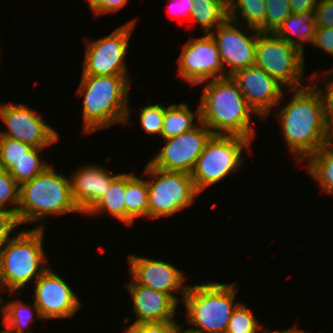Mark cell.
Instances as JSON below:
<instances>
[{"label": "cell", "mask_w": 333, "mask_h": 333, "mask_svg": "<svg viewBox=\"0 0 333 333\" xmlns=\"http://www.w3.org/2000/svg\"><path fill=\"white\" fill-rule=\"evenodd\" d=\"M286 90L292 92L293 97L280 110L276 107L275 115L291 156L301 162L333 139V133L325 123L321 95L311 82Z\"/></svg>", "instance_id": "1"}, {"label": "cell", "mask_w": 333, "mask_h": 333, "mask_svg": "<svg viewBox=\"0 0 333 333\" xmlns=\"http://www.w3.org/2000/svg\"><path fill=\"white\" fill-rule=\"evenodd\" d=\"M131 78V79H130ZM129 75H81L78 96H83V133L91 134L116 124H129Z\"/></svg>", "instance_id": "2"}, {"label": "cell", "mask_w": 333, "mask_h": 333, "mask_svg": "<svg viewBox=\"0 0 333 333\" xmlns=\"http://www.w3.org/2000/svg\"><path fill=\"white\" fill-rule=\"evenodd\" d=\"M199 105L200 120L213 135L254 140L255 128L251 125V117L258 115L248 105L231 76L205 81Z\"/></svg>", "instance_id": "3"}, {"label": "cell", "mask_w": 333, "mask_h": 333, "mask_svg": "<svg viewBox=\"0 0 333 333\" xmlns=\"http://www.w3.org/2000/svg\"><path fill=\"white\" fill-rule=\"evenodd\" d=\"M45 222L22 229L0 247V289L6 287L9 295L14 292L19 297L21 289L49 268L43 247Z\"/></svg>", "instance_id": "4"}, {"label": "cell", "mask_w": 333, "mask_h": 333, "mask_svg": "<svg viewBox=\"0 0 333 333\" xmlns=\"http://www.w3.org/2000/svg\"><path fill=\"white\" fill-rule=\"evenodd\" d=\"M52 165L20 185L17 209L20 225L44 221L51 215L81 213L73 200L69 177L55 171Z\"/></svg>", "instance_id": "5"}, {"label": "cell", "mask_w": 333, "mask_h": 333, "mask_svg": "<svg viewBox=\"0 0 333 333\" xmlns=\"http://www.w3.org/2000/svg\"><path fill=\"white\" fill-rule=\"evenodd\" d=\"M238 284L206 283L189 285L182 303L185 319L197 333H225L234 309ZM235 302V303H234Z\"/></svg>", "instance_id": "6"}, {"label": "cell", "mask_w": 333, "mask_h": 333, "mask_svg": "<svg viewBox=\"0 0 333 333\" xmlns=\"http://www.w3.org/2000/svg\"><path fill=\"white\" fill-rule=\"evenodd\" d=\"M252 141L240 136L213 135L198 157L191 173L194 187L201 194L207 187L239 171L244 163L243 150Z\"/></svg>", "instance_id": "7"}, {"label": "cell", "mask_w": 333, "mask_h": 333, "mask_svg": "<svg viewBox=\"0 0 333 333\" xmlns=\"http://www.w3.org/2000/svg\"><path fill=\"white\" fill-rule=\"evenodd\" d=\"M148 186V218L168 217L189 207L199 193L191 174L164 171L150 162L144 169Z\"/></svg>", "instance_id": "8"}, {"label": "cell", "mask_w": 333, "mask_h": 333, "mask_svg": "<svg viewBox=\"0 0 333 333\" xmlns=\"http://www.w3.org/2000/svg\"><path fill=\"white\" fill-rule=\"evenodd\" d=\"M255 65L261 67L287 89L300 88L304 77V53L275 33H259Z\"/></svg>", "instance_id": "9"}, {"label": "cell", "mask_w": 333, "mask_h": 333, "mask_svg": "<svg viewBox=\"0 0 333 333\" xmlns=\"http://www.w3.org/2000/svg\"><path fill=\"white\" fill-rule=\"evenodd\" d=\"M136 18L96 40L86 38L82 75H129L125 56Z\"/></svg>", "instance_id": "10"}, {"label": "cell", "mask_w": 333, "mask_h": 333, "mask_svg": "<svg viewBox=\"0 0 333 333\" xmlns=\"http://www.w3.org/2000/svg\"><path fill=\"white\" fill-rule=\"evenodd\" d=\"M176 62L178 76L192 86L227 77L218 46L210 33L184 43Z\"/></svg>", "instance_id": "11"}, {"label": "cell", "mask_w": 333, "mask_h": 333, "mask_svg": "<svg viewBox=\"0 0 333 333\" xmlns=\"http://www.w3.org/2000/svg\"><path fill=\"white\" fill-rule=\"evenodd\" d=\"M0 120L7 128L0 130L1 136L19 140L34 148H47L59 140V132L28 105L11 102L0 104Z\"/></svg>", "instance_id": "12"}, {"label": "cell", "mask_w": 333, "mask_h": 333, "mask_svg": "<svg viewBox=\"0 0 333 333\" xmlns=\"http://www.w3.org/2000/svg\"><path fill=\"white\" fill-rule=\"evenodd\" d=\"M245 28L241 23H236L228 18L215 29L216 32L214 30L210 33L218 46L227 76L255 65L256 44L260 32L251 27H247L248 32H246ZM250 31L251 33H249ZM247 33L249 34L247 35Z\"/></svg>", "instance_id": "13"}, {"label": "cell", "mask_w": 333, "mask_h": 333, "mask_svg": "<svg viewBox=\"0 0 333 333\" xmlns=\"http://www.w3.org/2000/svg\"><path fill=\"white\" fill-rule=\"evenodd\" d=\"M212 136V131L204 123L199 122L193 130L164 139V147L153 160H150V163L164 171L191 174L198 157Z\"/></svg>", "instance_id": "14"}, {"label": "cell", "mask_w": 333, "mask_h": 333, "mask_svg": "<svg viewBox=\"0 0 333 333\" xmlns=\"http://www.w3.org/2000/svg\"><path fill=\"white\" fill-rule=\"evenodd\" d=\"M33 283L32 298L43 320L72 318L80 309L78 294L50 267Z\"/></svg>", "instance_id": "15"}, {"label": "cell", "mask_w": 333, "mask_h": 333, "mask_svg": "<svg viewBox=\"0 0 333 333\" xmlns=\"http://www.w3.org/2000/svg\"><path fill=\"white\" fill-rule=\"evenodd\" d=\"M248 105L258 115L259 120H266L272 109L280 107L284 96V86L265 70L256 65L238 70L231 75ZM283 87V88H282Z\"/></svg>", "instance_id": "16"}, {"label": "cell", "mask_w": 333, "mask_h": 333, "mask_svg": "<svg viewBox=\"0 0 333 333\" xmlns=\"http://www.w3.org/2000/svg\"><path fill=\"white\" fill-rule=\"evenodd\" d=\"M128 264V271L137 284L164 292L178 304L180 298L176 295L182 292L181 301H183L189 285L184 284L186 282L184 272L174 264L131 253L128 256Z\"/></svg>", "instance_id": "17"}, {"label": "cell", "mask_w": 333, "mask_h": 333, "mask_svg": "<svg viewBox=\"0 0 333 333\" xmlns=\"http://www.w3.org/2000/svg\"><path fill=\"white\" fill-rule=\"evenodd\" d=\"M112 174L103 166L87 164L77 168L69 177L73 200L81 214H87L109 190Z\"/></svg>", "instance_id": "18"}, {"label": "cell", "mask_w": 333, "mask_h": 333, "mask_svg": "<svg viewBox=\"0 0 333 333\" xmlns=\"http://www.w3.org/2000/svg\"><path fill=\"white\" fill-rule=\"evenodd\" d=\"M137 319L133 323L175 320L178 303L168 294L139 285L133 279L125 284Z\"/></svg>", "instance_id": "19"}, {"label": "cell", "mask_w": 333, "mask_h": 333, "mask_svg": "<svg viewBox=\"0 0 333 333\" xmlns=\"http://www.w3.org/2000/svg\"><path fill=\"white\" fill-rule=\"evenodd\" d=\"M316 27L315 11L292 13L275 34L304 53L305 43L313 44Z\"/></svg>", "instance_id": "20"}, {"label": "cell", "mask_w": 333, "mask_h": 333, "mask_svg": "<svg viewBox=\"0 0 333 333\" xmlns=\"http://www.w3.org/2000/svg\"><path fill=\"white\" fill-rule=\"evenodd\" d=\"M4 302L2 298L1 316L4 329L0 330L1 333H33L26 328L33 322L34 316L43 320L34 301L29 306L18 297Z\"/></svg>", "instance_id": "21"}, {"label": "cell", "mask_w": 333, "mask_h": 333, "mask_svg": "<svg viewBox=\"0 0 333 333\" xmlns=\"http://www.w3.org/2000/svg\"><path fill=\"white\" fill-rule=\"evenodd\" d=\"M192 111L186 102L165 106L161 137L167 139L193 130L198 125L196 123L201 122L200 105L195 113ZM195 118H197L196 123H194Z\"/></svg>", "instance_id": "22"}, {"label": "cell", "mask_w": 333, "mask_h": 333, "mask_svg": "<svg viewBox=\"0 0 333 333\" xmlns=\"http://www.w3.org/2000/svg\"><path fill=\"white\" fill-rule=\"evenodd\" d=\"M126 206V226H130L138 217L148 218V186L146 179L134 173H126L124 195Z\"/></svg>", "instance_id": "23"}, {"label": "cell", "mask_w": 333, "mask_h": 333, "mask_svg": "<svg viewBox=\"0 0 333 333\" xmlns=\"http://www.w3.org/2000/svg\"><path fill=\"white\" fill-rule=\"evenodd\" d=\"M126 189V173H118L112 180L109 190L94 205L87 215L108 214L126 225V206L124 195Z\"/></svg>", "instance_id": "24"}, {"label": "cell", "mask_w": 333, "mask_h": 333, "mask_svg": "<svg viewBox=\"0 0 333 333\" xmlns=\"http://www.w3.org/2000/svg\"><path fill=\"white\" fill-rule=\"evenodd\" d=\"M308 174L325 194L333 195V139L316 151L306 164Z\"/></svg>", "instance_id": "25"}, {"label": "cell", "mask_w": 333, "mask_h": 333, "mask_svg": "<svg viewBox=\"0 0 333 333\" xmlns=\"http://www.w3.org/2000/svg\"><path fill=\"white\" fill-rule=\"evenodd\" d=\"M191 19L202 28L204 34L211 33L228 18L227 0H192Z\"/></svg>", "instance_id": "26"}, {"label": "cell", "mask_w": 333, "mask_h": 333, "mask_svg": "<svg viewBox=\"0 0 333 333\" xmlns=\"http://www.w3.org/2000/svg\"><path fill=\"white\" fill-rule=\"evenodd\" d=\"M265 2L266 0H227L229 19L239 24L245 21L247 27L258 29L264 23ZM237 13L241 16V21Z\"/></svg>", "instance_id": "27"}, {"label": "cell", "mask_w": 333, "mask_h": 333, "mask_svg": "<svg viewBox=\"0 0 333 333\" xmlns=\"http://www.w3.org/2000/svg\"><path fill=\"white\" fill-rule=\"evenodd\" d=\"M43 149L45 148H33L26 157L16 162V164L8 170L19 185L32 180L51 165V163L48 164L47 161L45 162L41 158L39 153L43 151Z\"/></svg>", "instance_id": "28"}, {"label": "cell", "mask_w": 333, "mask_h": 333, "mask_svg": "<svg viewBox=\"0 0 333 333\" xmlns=\"http://www.w3.org/2000/svg\"><path fill=\"white\" fill-rule=\"evenodd\" d=\"M264 23L257 29L261 33H275L292 14L289 0H266Z\"/></svg>", "instance_id": "29"}, {"label": "cell", "mask_w": 333, "mask_h": 333, "mask_svg": "<svg viewBox=\"0 0 333 333\" xmlns=\"http://www.w3.org/2000/svg\"><path fill=\"white\" fill-rule=\"evenodd\" d=\"M254 312L240 303L233 311L225 333H262L264 331Z\"/></svg>", "instance_id": "30"}, {"label": "cell", "mask_w": 333, "mask_h": 333, "mask_svg": "<svg viewBox=\"0 0 333 333\" xmlns=\"http://www.w3.org/2000/svg\"><path fill=\"white\" fill-rule=\"evenodd\" d=\"M29 144L0 135V160L3 169L8 171L33 149Z\"/></svg>", "instance_id": "31"}, {"label": "cell", "mask_w": 333, "mask_h": 333, "mask_svg": "<svg viewBox=\"0 0 333 333\" xmlns=\"http://www.w3.org/2000/svg\"><path fill=\"white\" fill-rule=\"evenodd\" d=\"M165 102L161 104H148L139 111V120L141 128L148 135L157 134L161 136L163 119L165 115Z\"/></svg>", "instance_id": "32"}, {"label": "cell", "mask_w": 333, "mask_h": 333, "mask_svg": "<svg viewBox=\"0 0 333 333\" xmlns=\"http://www.w3.org/2000/svg\"><path fill=\"white\" fill-rule=\"evenodd\" d=\"M20 200V185L4 170L0 173V208L7 209L17 215ZM9 208H6V207ZM11 206H13L11 208Z\"/></svg>", "instance_id": "33"}, {"label": "cell", "mask_w": 333, "mask_h": 333, "mask_svg": "<svg viewBox=\"0 0 333 333\" xmlns=\"http://www.w3.org/2000/svg\"><path fill=\"white\" fill-rule=\"evenodd\" d=\"M317 73H313L310 74L308 80L317 88L319 94L321 95L322 98V102H323V108H324V118H325V123L327 125V127L331 130V132L333 133V68H330V70L328 69L327 71H325L323 74H325V76L327 74H329L328 76L325 77L326 81H324L323 84L324 87L322 89H320V87L318 86V82H312L314 81V79L317 78L316 76Z\"/></svg>", "instance_id": "34"}, {"label": "cell", "mask_w": 333, "mask_h": 333, "mask_svg": "<svg viewBox=\"0 0 333 333\" xmlns=\"http://www.w3.org/2000/svg\"><path fill=\"white\" fill-rule=\"evenodd\" d=\"M180 325L176 320L167 322L132 323L122 333H176Z\"/></svg>", "instance_id": "35"}, {"label": "cell", "mask_w": 333, "mask_h": 333, "mask_svg": "<svg viewBox=\"0 0 333 333\" xmlns=\"http://www.w3.org/2000/svg\"><path fill=\"white\" fill-rule=\"evenodd\" d=\"M20 226L17 215L7 209L0 208V247L12 238V232Z\"/></svg>", "instance_id": "36"}, {"label": "cell", "mask_w": 333, "mask_h": 333, "mask_svg": "<svg viewBox=\"0 0 333 333\" xmlns=\"http://www.w3.org/2000/svg\"><path fill=\"white\" fill-rule=\"evenodd\" d=\"M130 0H87L89 9L95 16L117 12L122 9Z\"/></svg>", "instance_id": "37"}, {"label": "cell", "mask_w": 333, "mask_h": 333, "mask_svg": "<svg viewBox=\"0 0 333 333\" xmlns=\"http://www.w3.org/2000/svg\"><path fill=\"white\" fill-rule=\"evenodd\" d=\"M317 27L333 28V0H319L315 8Z\"/></svg>", "instance_id": "38"}, {"label": "cell", "mask_w": 333, "mask_h": 333, "mask_svg": "<svg viewBox=\"0 0 333 333\" xmlns=\"http://www.w3.org/2000/svg\"><path fill=\"white\" fill-rule=\"evenodd\" d=\"M312 45L333 56V28L316 27Z\"/></svg>", "instance_id": "39"}, {"label": "cell", "mask_w": 333, "mask_h": 333, "mask_svg": "<svg viewBox=\"0 0 333 333\" xmlns=\"http://www.w3.org/2000/svg\"><path fill=\"white\" fill-rule=\"evenodd\" d=\"M169 7L171 15L178 17L179 19H190L193 2L192 0H169ZM173 10V11H172Z\"/></svg>", "instance_id": "40"}, {"label": "cell", "mask_w": 333, "mask_h": 333, "mask_svg": "<svg viewBox=\"0 0 333 333\" xmlns=\"http://www.w3.org/2000/svg\"><path fill=\"white\" fill-rule=\"evenodd\" d=\"M319 0H289L292 13L315 11Z\"/></svg>", "instance_id": "41"}, {"label": "cell", "mask_w": 333, "mask_h": 333, "mask_svg": "<svg viewBox=\"0 0 333 333\" xmlns=\"http://www.w3.org/2000/svg\"><path fill=\"white\" fill-rule=\"evenodd\" d=\"M309 330H301L297 327V325L292 326L291 328L284 329V330H274L270 331V333H308Z\"/></svg>", "instance_id": "42"}, {"label": "cell", "mask_w": 333, "mask_h": 333, "mask_svg": "<svg viewBox=\"0 0 333 333\" xmlns=\"http://www.w3.org/2000/svg\"><path fill=\"white\" fill-rule=\"evenodd\" d=\"M176 333H197V332L190 330V329L184 330V329H182V326H180Z\"/></svg>", "instance_id": "43"}, {"label": "cell", "mask_w": 333, "mask_h": 333, "mask_svg": "<svg viewBox=\"0 0 333 333\" xmlns=\"http://www.w3.org/2000/svg\"><path fill=\"white\" fill-rule=\"evenodd\" d=\"M0 291H3V290L0 289ZM1 305H2V297L0 296V317H1V307H2Z\"/></svg>", "instance_id": "44"}, {"label": "cell", "mask_w": 333, "mask_h": 333, "mask_svg": "<svg viewBox=\"0 0 333 333\" xmlns=\"http://www.w3.org/2000/svg\"><path fill=\"white\" fill-rule=\"evenodd\" d=\"M3 171H4V169H3V166H2V162L0 160V173L3 172Z\"/></svg>", "instance_id": "45"}, {"label": "cell", "mask_w": 333, "mask_h": 333, "mask_svg": "<svg viewBox=\"0 0 333 333\" xmlns=\"http://www.w3.org/2000/svg\"><path fill=\"white\" fill-rule=\"evenodd\" d=\"M270 329H265L262 333H270V331H269Z\"/></svg>", "instance_id": "46"}]
</instances>
